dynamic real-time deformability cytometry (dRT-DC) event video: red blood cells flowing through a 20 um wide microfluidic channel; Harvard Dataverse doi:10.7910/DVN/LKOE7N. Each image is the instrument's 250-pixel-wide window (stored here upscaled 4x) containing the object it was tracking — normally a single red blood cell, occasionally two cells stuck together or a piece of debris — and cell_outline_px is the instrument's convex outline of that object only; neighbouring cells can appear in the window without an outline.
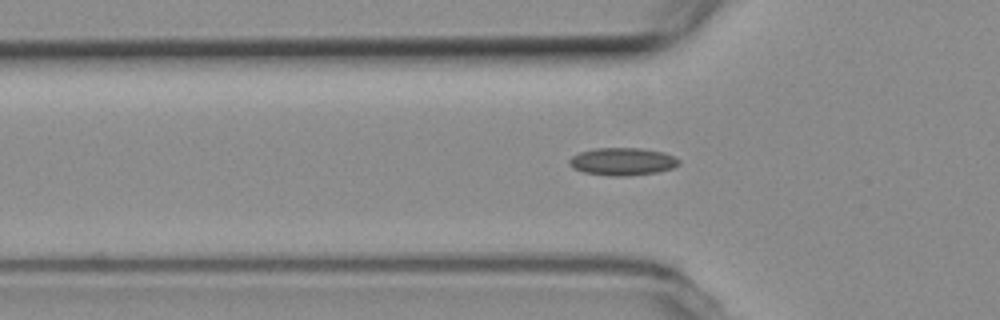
{"species": "common noctule bat (a hibernating species)", "species_latin": "Nyctalus noctula", "temperature_condition": "room temperature", "stored_images_in_passage": 55, "camera_frame_rate_fps": 3000, "um_per_image_px": 0.085, "animal": {"sex": "female", "body_mass_g": 19.3, "forearm_length_mm": 54.1}, "frame": {"image": 1, "passage_image": 17, "time_ms": 5.333, "image_size_px": [1000, 320], "cell_outline_px": [[680, 164], [672, 168], [660, 172], [628, 176], [608, 176], [584, 172], [572, 168], [568, 164], [568, 160], [572, 156], [580, 152], [596, 148], [640, 148], [664, 152], [676, 156], [680, 160]], "centroid_in_image_um": [52.93, 13.73], "position_along_channel_um": 72.9, "area_um2": 17.92}}
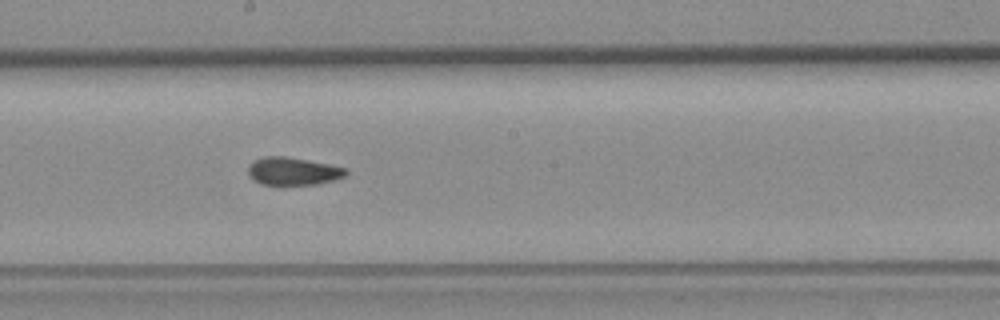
{"frame": {"image": 2, "passage_image": 29, "time_ms": 9.333, "image_size_px": [1000, 320], "cell_outline_px": [[348, 176], [316, 184], [260, 184], [252, 180], [248, 176], [248, 168], [256, 160], [264, 156], [284, 156], [328, 164], [348, 168]], "centroid_in_image_um": [24.92, 14.56], "position_along_channel_um": 223.3, "area_um2": 15.72}}
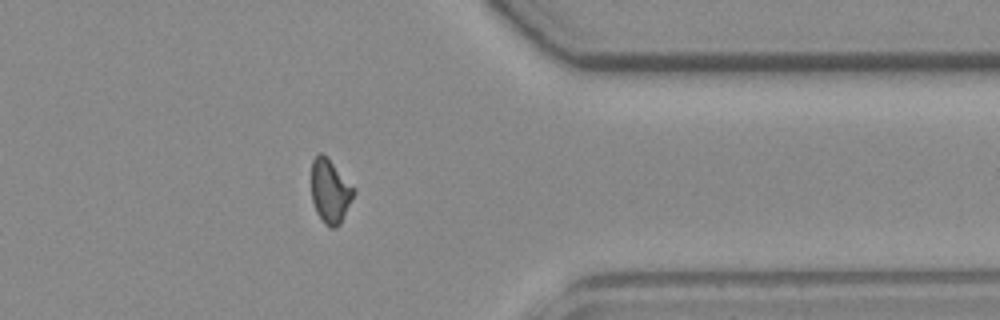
{"frame": {"image": 3, "passage_image": 43, "time_ms": 14.0, "image_size_px": [1000, 320], "cell_outline_px": [[356, 192], [340, 224], [336, 228], [332, 228], [324, 224], [316, 212], [312, 200], [312, 160], [320, 152], [356, 188]], "centroid_in_image_um": [28.07, 16.3], "position_along_channel_um": 383.3, "area_um2": 15.55}, "authors_computed_cell_mechanics": {"area_um2": 16.2418, "velocity_mm_per_s": 3.7393, "shape_relaxation_time_tau1_ms": null, "shape_relaxation_time_tau2_ms": 1.9209, "deformation_change_tau1": null, "deformation_change_tau2": 0.0885}}